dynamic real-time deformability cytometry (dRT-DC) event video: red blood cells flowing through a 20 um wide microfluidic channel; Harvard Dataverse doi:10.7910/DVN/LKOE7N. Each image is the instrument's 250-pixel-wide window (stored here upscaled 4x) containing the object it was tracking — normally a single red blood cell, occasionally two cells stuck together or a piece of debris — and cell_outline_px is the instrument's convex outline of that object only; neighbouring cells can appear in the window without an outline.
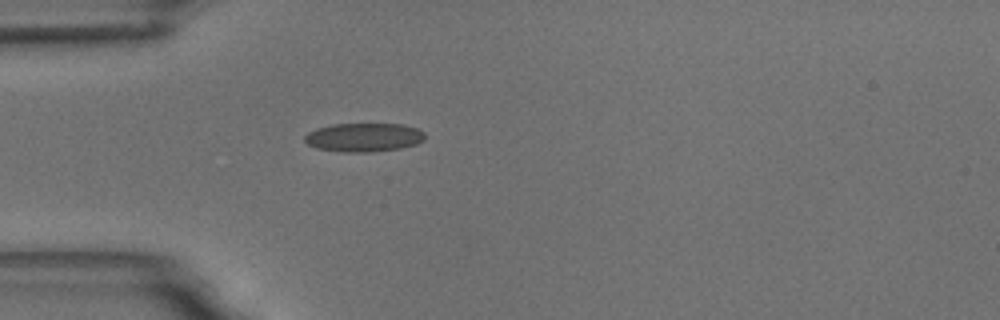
{"species": "common noctule bat (a hibernating species)", "species_latin": "Nyctalus noctula", "temperature_condition": "room temperature", "stored_images_in_passage": 4, "camera_frame_rate_fps": 3000, "um_per_image_px": 0.085, "animal": {"sex": "male", "body_mass_g": 18.8}, "frame": {"image": 1, "passage_image": 1, "time_ms": 0.0, "image_size_px": [1000, 320], "cell_outline_px": [[424, 140], [416, 144], [400, 148], [372, 152], [344, 152], [316, 148], [308, 144], [304, 140], [304, 136], [308, 132], [316, 128], [332, 124], [404, 124], [416, 128], [424, 132]], "centroid_in_image_um": [30.91, 11.67], "position_along_channel_um": 54.1, "area_um2": 20.17}}